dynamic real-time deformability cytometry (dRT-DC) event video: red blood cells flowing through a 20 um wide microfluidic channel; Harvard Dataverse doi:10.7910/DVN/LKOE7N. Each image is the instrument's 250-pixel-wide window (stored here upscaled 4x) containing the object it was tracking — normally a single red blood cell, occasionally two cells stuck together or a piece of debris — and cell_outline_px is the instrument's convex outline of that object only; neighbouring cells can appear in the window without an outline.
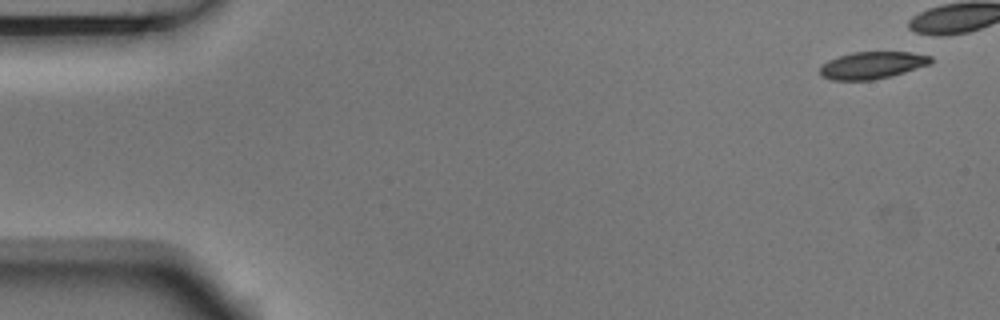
{"species": "Egyptian fruit bat (a non-hibernating species)", "species_latin": "Rousettus aegyptiacus", "temperature_condition": "room temperature", "stored_images_in_passage": 5, "camera_frame_rate_fps": 3000, "um_per_image_px": 0.085, "animal": {"sex": "male"}, "frame": {"image": 1, "passage_image": 1, "time_ms": 0.0, "image_size_px": [1000, 320], "cell_outline_px": [[932, 64], [892, 76], [872, 80], [832, 80], [820, 76], [820, 68], [828, 60], [852, 52], [908, 52], [932, 56]], "centroid_in_image_um": [74.16, 5.55], "position_along_channel_um": 10.8, "area_um2": 17.57}}